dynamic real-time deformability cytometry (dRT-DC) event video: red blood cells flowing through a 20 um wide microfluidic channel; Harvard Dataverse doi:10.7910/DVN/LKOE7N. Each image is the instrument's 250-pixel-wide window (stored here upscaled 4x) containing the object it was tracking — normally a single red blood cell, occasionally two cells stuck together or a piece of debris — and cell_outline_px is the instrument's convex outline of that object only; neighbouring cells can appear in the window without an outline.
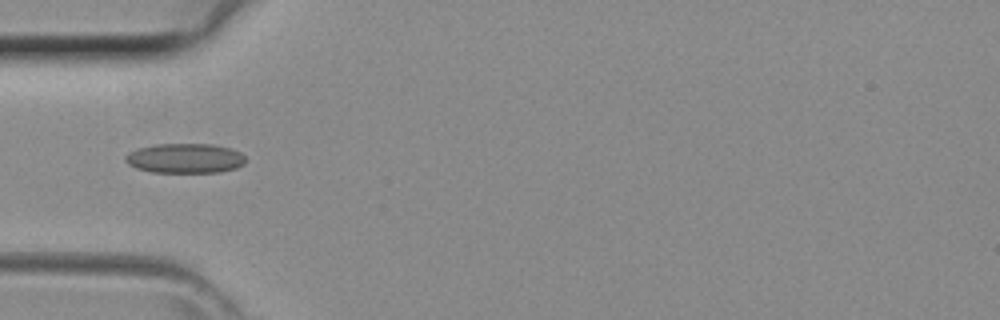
{"species": "common noctule bat (a hibernating species)", "species_latin": "Nyctalus noctula", "temperature_condition": "room temperature", "stored_images_in_passage": 33, "camera_frame_rate_fps": 3000, "um_per_image_px": 0.085, "animal": {"sex": "female", "body_mass_g": 29.2, "forearm_length_mm": 56.3}, "frame": {"image": 1, "passage_image": 4, "time_ms": 1.0, "image_size_px": [1000, 320], "cell_outline_px": [[244, 164], [236, 168], [220, 172], [152, 172], [136, 168], [128, 164], [124, 160], [124, 156], [140, 148], [156, 144], [212, 144], [232, 148], [240, 152], [244, 156]], "centroid_in_image_um": [15.75, 13.45], "position_along_channel_um": 69.3, "area_um2": 20.75}}
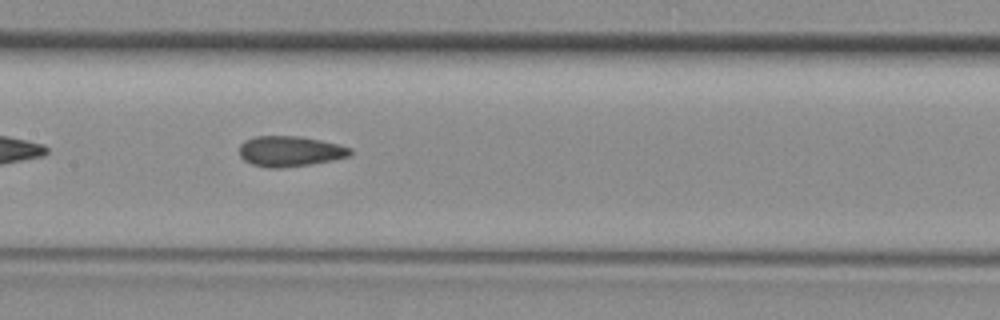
{"frame": {"image": 2, "passage_image": 11, "time_ms": 3.333, "image_size_px": [1000, 320], "cell_outline_px": [[352, 152], [348, 156], [332, 160], [312, 164], [280, 168], [268, 168], [252, 164], [244, 160], [240, 156], [240, 144], [244, 140], [256, 136], [300, 136], [320, 140], [352, 148]], "centroid_in_image_um": [24.62, 12.86], "position_along_channel_um": 182.8, "area_um2": 19.65}}
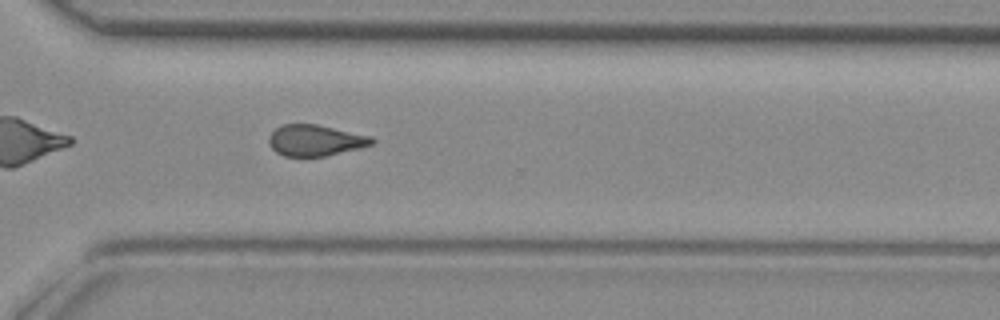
{"frame": {"image": 3, "passage_image": 21, "time_ms": 6.667, "image_size_px": [1000, 320], "cell_outline_px": [[376, 140], [372, 144], [360, 148], [324, 156], [284, 156], [276, 152], [272, 148], [268, 140], [268, 136], [280, 124], [316, 124], [372, 136]], "centroid_in_image_um": [26.8, 11.92], "position_along_channel_um": 343.8, "area_um2": 18.67}}